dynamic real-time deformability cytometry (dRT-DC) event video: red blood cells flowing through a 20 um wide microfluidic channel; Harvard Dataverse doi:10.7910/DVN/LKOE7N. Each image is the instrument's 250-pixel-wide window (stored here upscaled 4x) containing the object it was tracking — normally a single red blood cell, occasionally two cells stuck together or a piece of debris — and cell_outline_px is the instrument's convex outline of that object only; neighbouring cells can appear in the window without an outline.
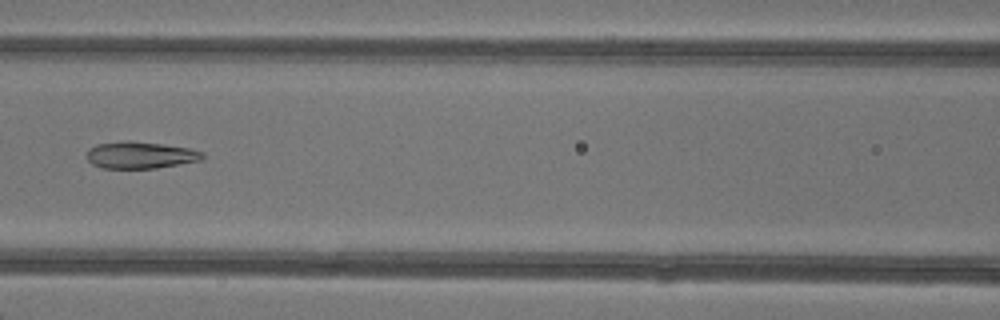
{"species": "common noctule bat (a hibernating species)", "species_latin": "Nyctalus noctula", "temperature_condition": "warm", "stored_images_in_passage": 3, "camera_frame_rate_fps": 3000, "um_per_image_px": 0.085, "animal": {"sex": "female"}, "frame": {"image": 1, "passage_image": 3, "time_ms": 2.333, "image_size_px": [1000, 320], "cell_outline_px": [[204, 156], [200, 160], [156, 168], [100, 168], [92, 164], [88, 160], [88, 148], [96, 144], [124, 140], [128, 140], [164, 144], [192, 148], [204, 152]], "centroid_in_image_um": [11.92, 13.16], "position_along_channel_um": 154.7, "area_um2": 18.26}}